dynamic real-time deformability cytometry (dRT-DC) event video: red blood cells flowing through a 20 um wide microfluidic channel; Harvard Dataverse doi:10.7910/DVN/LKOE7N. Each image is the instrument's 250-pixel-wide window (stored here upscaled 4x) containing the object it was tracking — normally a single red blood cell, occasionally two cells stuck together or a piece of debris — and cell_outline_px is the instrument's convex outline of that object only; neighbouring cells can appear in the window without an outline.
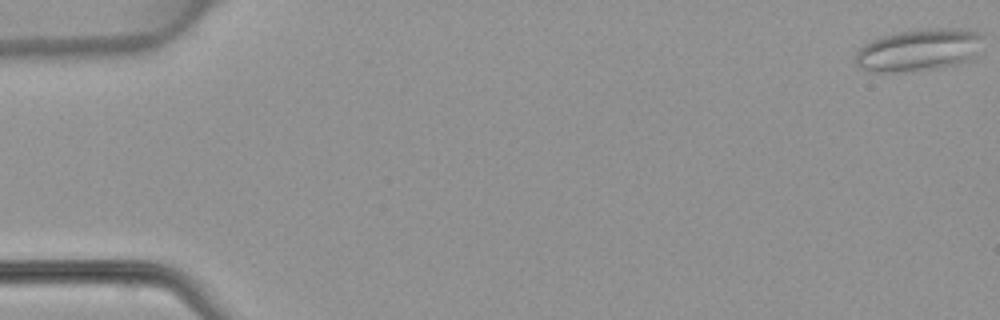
{"species": "common noctule bat (a hibernating species)", "species_latin": "Nyctalus noctula", "temperature_condition": "warm", "stored_images_in_passage": 48, "camera_frame_rate_fps": 3000, "um_per_image_px": 0.085, "animal": {"sex": "female", "body_mass_g": 22.7, "forearm_length_mm": 54.2}, "frame": {"image": 1, "passage_image": 1, "time_ms": 0.0, "image_size_px": [1000, 320], "cell_outline_px": [[984, 36], [976, 56], [972, 60], [956, 64], [932, 68], [892, 72], [872, 72], [860, 68], [856, 64], [856, 52], [864, 44], [880, 36], [896, 32], [924, 28], [960, 28], [976, 32]], "centroid_in_image_um": [78.1, 4.23], "position_along_channel_um": 6.9, "area_um2": 31.44}}
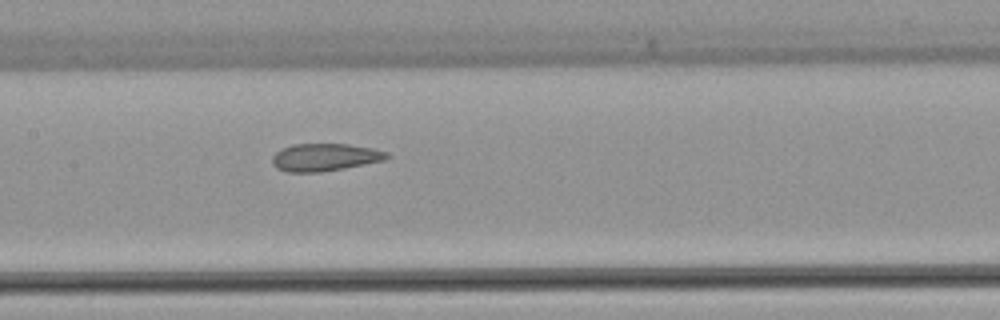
{"frame": {"image": 2, "passage_image": 24, "time_ms": 7.667, "image_size_px": [1000, 320], "cell_outline_px": [[392, 156], [384, 160], [344, 168], [320, 172], [288, 172], [276, 168], [272, 164], [272, 156], [280, 148], [292, 144], [348, 144], [372, 148], [388, 152]], "centroid_in_image_um": [27.59, 13.36], "position_along_channel_um": 179.8, "area_um2": 18.5}}
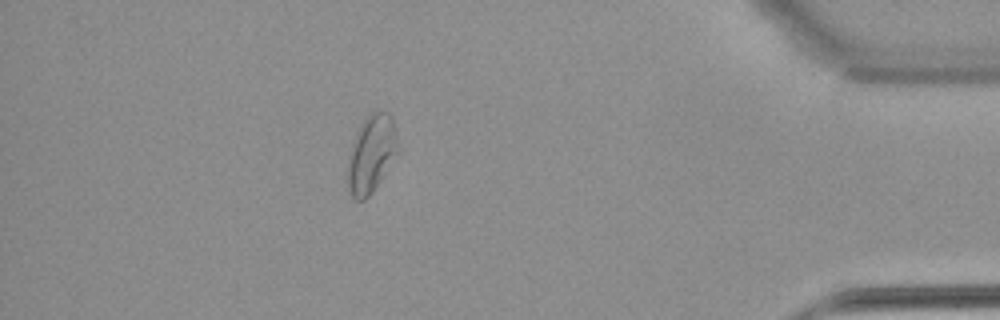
{"frame": {"image": 3, "passage_image": 43, "time_ms": 14.0, "image_size_px": [1000, 320], "cell_outline_px": [[400, 152], [372, 192], [364, 200], [356, 200], [352, 196], [348, 188], [348, 168], [352, 152], [360, 124], [368, 112], [376, 108], [388, 112], [392, 116], [400, 148]], "centroid_in_image_um": [31.64, 13.02], "position_along_channel_um": 403.6, "area_um2": 22.72}}